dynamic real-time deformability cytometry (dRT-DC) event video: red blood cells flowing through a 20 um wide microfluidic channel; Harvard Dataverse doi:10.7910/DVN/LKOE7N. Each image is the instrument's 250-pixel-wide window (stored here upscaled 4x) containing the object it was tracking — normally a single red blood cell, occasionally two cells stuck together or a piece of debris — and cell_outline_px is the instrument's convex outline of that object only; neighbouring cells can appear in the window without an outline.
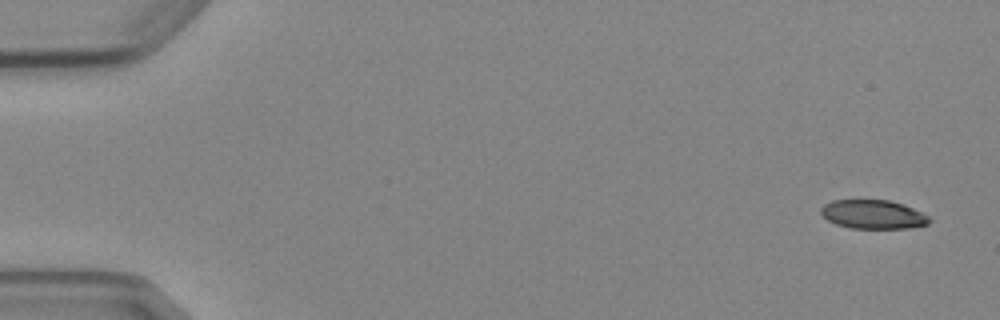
{"species": "Egyptian fruit bat (a non-hibernating species)", "species_latin": "Rousettus aegyptiacus", "temperature_condition": "cold", "stored_images_in_passage": 5, "camera_frame_rate_fps": 3000, "um_per_image_px": 0.085, "animal": {"sex": "female"}, "frame": {"image": 1, "passage_image": 1, "time_ms": 0.0, "image_size_px": [1000, 320], "cell_outline_px": [[932, 220], [928, 224], [908, 228], [852, 228], [836, 224], [828, 220], [820, 212], [820, 208], [824, 204], [832, 200], [888, 200], [904, 204], [928, 216]], "centroid_in_image_um": [74.2, 18.22], "position_along_channel_um": 10.8, "area_um2": 18.15}}
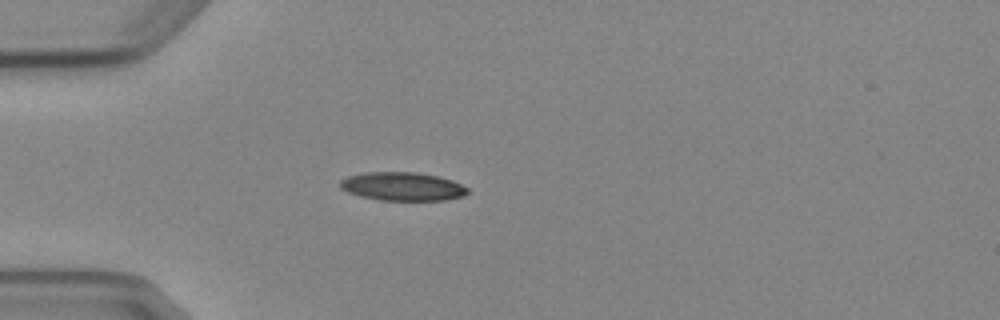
{"frame": {"image": 2, "passage_image": 5, "time_ms": 4.333, "image_size_px": [1000, 320], "cell_outline_px": [[468, 192], [464, 196], [444, 200], [380, 200], [360, 196], [348, 192], [340, 188], [340, 180], [348, 176], [364, 172], [416, 172], [436, 176], [452, 180], [468, 188]], "centroid_in_image_um": [34.19, 15.84], "position_along_channel_um": 50.8, "area_um2": 21.1}}